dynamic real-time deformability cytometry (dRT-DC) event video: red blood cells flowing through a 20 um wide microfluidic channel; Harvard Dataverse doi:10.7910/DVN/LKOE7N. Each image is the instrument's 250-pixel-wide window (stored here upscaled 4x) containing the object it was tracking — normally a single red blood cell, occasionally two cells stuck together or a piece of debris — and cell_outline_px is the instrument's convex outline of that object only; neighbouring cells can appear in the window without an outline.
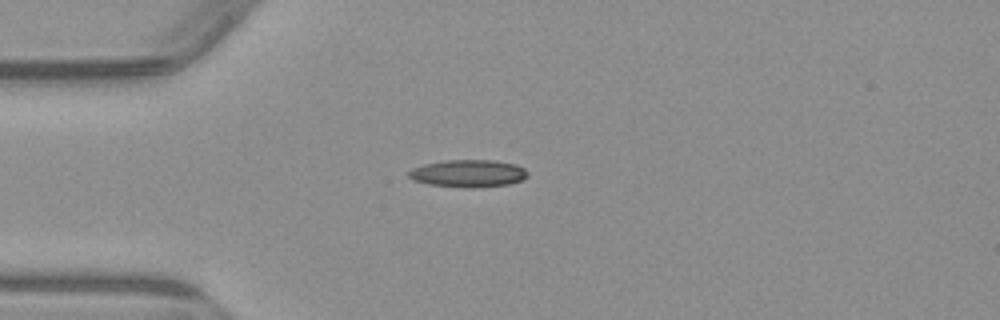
{"species": "common noctule bat (a hibernating species)", "species_latin": "Nyctalus noctula", "temperature_condition": "warm", "stored_images_in_passage": 2, "camera_frame_rate_fps": 3000, "um_per_image_px": 0.085, "animal": {"sex": "male", "body_mass_g": 23.1, "forearm_length_mm": 52.7}, "frame": {"image": 1, "passage_image": 1, "time_ms": 0.0, "image_size_px": [1000, 320], "cell_outline_px": [[528, 176], [520, 180], [508, 184], [476, 188], [468, 188], [428, 184], [412, 180], [408, 176], [408, 172], [412, 168], [424, 164], [444, 160], [492, 160], [516, 164], [524, 168], [528, 172]], "centroid_in_image_um": [39.78, 14.74], "position_along_channel_um": 45.2, "area_um2": 19.07}}